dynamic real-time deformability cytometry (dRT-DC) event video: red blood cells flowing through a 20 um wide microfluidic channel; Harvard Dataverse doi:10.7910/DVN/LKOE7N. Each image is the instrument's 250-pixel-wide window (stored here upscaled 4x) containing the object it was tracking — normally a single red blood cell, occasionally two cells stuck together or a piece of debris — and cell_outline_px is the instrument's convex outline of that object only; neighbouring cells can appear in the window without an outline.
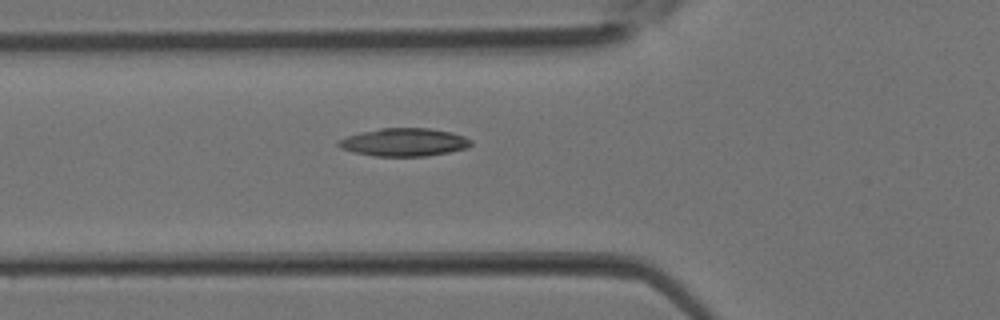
{"species": "Egyptian fruit bat (a non-hibernating species)", "species_latin": "Rousettus aegyptiacus", "temperature_condition": "room temperature", "stored_images_in_passage": 27, "camera_frame_rate_fps": 3000, "um_per_image_px": 0.085, "animal": {"sex": "female"}, "frame": {"image": 1, "passage_image": 6, "time_ms": 1.667, "image_size_px": [1000, 320], "cell_outline_px": [[472, 144], [468, 148], [428, 156], [372, 156], [340, 148], [336, 144], [336, 140], [360, 132], [380, 128], [428, 128], [452, 132], [464, 136], [472, 140]], "centroid_in_image_um": [34.35, 12.08], "position_along_channel_um": 91.5, "area_um2": 21.73}}
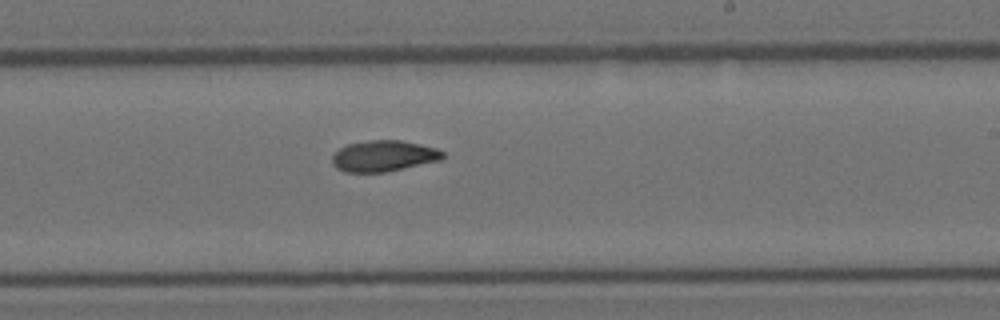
{"frame": {"image": 2, "passage_image": 15, "time_ms": 4.667, "image_size_px": [1000, 320], "cell_outline_px": [[444, 156], [440, 160], [404, 168], [384, 172], [344, 172], [336, 168], [332, 164], [332, 156], [340, 148], [348, 144], [372, 140], [400, 140], [420, 144], [436, 148], [444, 152]], "centroid_in_image_um": [32.6, 13.26], "position_along_channel_um": 256.4, "area_um2": 19.88}}
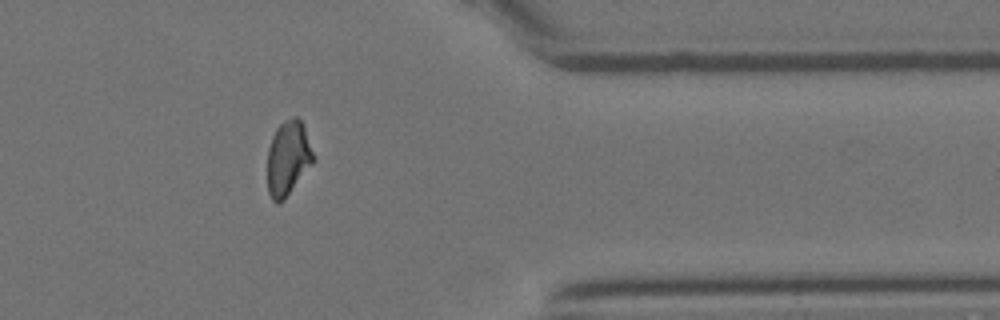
{"frame": {"image": 3, "passage_image": 23, "time_ms": 7.333, "image_size_px": [1000, 320], "cell_outline_px": [[312, 160], [284, 200], [276, 204], [272, 200], [268, 192], [268, 148], [272, 136], [276, 128], [280, 124], [292, 116], [296, 116], [300, 120], [304, 128], [312, 152]], "centroid_in_image_um": [24.42, 13.43], "position_along_channel_um": 387.0, "area_um2": 19.19}}